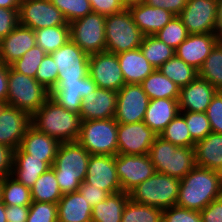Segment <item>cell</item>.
I'll list each match as a JSON object with an SVG mask.
<instances>
[{
    "label": "cell",
    "instance_id": "1",
    "mask_svg": "<svg viewBox=\"0 0 222 222\" xmlns=\"http://www.w3.org/2000/svg\"><path fill=\"white\" fill-rule=\"evenodd\" d=\"M222 195L221 172L195 166L180 180L177 204L180 207L201 211Z\"/></svg>",
    "mask_w": 222,
    "mask_h": 222
},
{
    "label": "cell",
    "instance_id": "2",
    "mask_svg": "<svg viewBox=\"0 0 222 222\" xmlns=\"http://www.w3.org/2000/svg\"><path fill=\"white\" fill-rule=\"evenodd\" d=\"M81 117L79 113L66 110L50 97L31 115V126L62 142L77 141Z\"/></svg>",
    "mask_w": 222,
    "mask_h": 222
},
{
    "label": "cell",
    "instance_id": "3",
    "mask_svg": "<svg viewBox=\"0 0 222 222\" xmlns=\"http://www.w3.org/2000/svg\"><path fill=\"white\" fill-rule=\"evenodd\" d=\"M90 156L78 141L60 143L51 168L63 195L79 190L86 177Z\"/></svg>",
    "mask_w": 222,
    "mask_h": 222
},
{
    "label": "cell",
    "instance_id": "4",
    "mask_svg": "<svg viewBox=\"0 0 222 222\" xmlns=\"http://www.w3.org/2000/svg\"><path fill=\"white\" fill-rule=\"evenodd\" d=\"M157 173L181 180L195 166L193 147H179L159 135L154 139L148 153Z\"/></svg>",
    "mask_w": 222,
    "mask_h": 222
},
{
    "label": "cell",
    "instance_id": "5",
    "mask_svg": "<svg viewBox=\"0 0 222 222\" xmlns=\"http://www.w3.org/2000/svg\"><path fill=\"white\" fill-rule=\"evenodd\" d=\"M179 186V179L155 172L131 190L129 198L133 202L164 210L177 204Z\"/></svg>",
    "mask_w": 222,
    "mask_h": 222
},
{
    "label": "cell",
    "instance_id": "6",
    "mask_svg": "<svg viewBox=\"0 0 222 222\" xmlns=\"http://www.w3.org/2000/svg\"><path fill=\"white\" fill-rule=\"evenodd\" d=\"M50 91L30 76L18 73L8 66L7 103L30 115L35 113L49 98Z\"/></svg>",
    "mask_w": 222,
    "mask_h": 222
},
{
    "label": "cell",
    "instance_id": "7",
    "mask_svg": "<svg viewBox=\"0 0 222 222\" xmlns=\"http://www.w3.org/2000/svg\"><path fill=\"white\" fill-rule=\"evenodd\" d=\"M143 38L128 9L106 16V51L119 54L134 50L140 47Z\"/></svg>",
    "mask_w": 222,
    "mask_h": 222
},
{
    "label": "cell",
    "instance_id": "8",
    "mask_svg": "<svg viewBox=\"0 0 222 222\" xmlns=\"http://www.w3.org/2000/svg\"><path fill=\"white\" fill-rule=\"evenodd\" d=\"M118 123L114 118L87 120L81 122L78 142L91 155H110L118 153Z\"/></svg>",
    "mask_w": 222,
    "mask_h": 222
},
{
    "label": "cell",
    "instance_id": "9",
    "mask_svg": "<svg viewBox=\"0 0 222 222\" xmlns=\"http://www.w3.org/2000/svg\"><path fill=\"white\" fill-rule=\"evenodd\" d=\"M106 16L92 12L70 24V39L88 55L106 51Z\"/></svg>",
    "mask_w": 222,
    "mask_h": 222
},
{
    "label": "cell",
    "instance_id": "10",
    "mask_svg": "<svg viewBox=\"0 0 222 222\" xmlns=\"http://www.w3.org/2000/svg\"><path fill=\"white\" fill-rule=\"evenodd\" d=\"M220 7L215 0H188L179 17L189 34L219 33Z\"/></svg>",
    "mask_w": 222,
    "mask_h": 222
},
{
    "label": "cell",
    "instance_id": "11",
    "mask_svg": "<svg viewBox=\"0 0 222 222\" xmlns=\"http://www.w3.org/2000/svg\"><path fill=\"white\" fill-rule=\"evenodd\" d=\"M58 68L57 81L78 82L89 71V56L71 39L50 54Z\"/></svg>",
    "mask_w": 222,
    "mask_h": 222
},
{
    "label": "cell",
    "instance_id": "12",
    "mask_svg": "<svg viewBox=\"0 0 222 222\" xmlns=\"http://www.w3.org/2000/svg\"><path fill=\"white\" fill-rule=\"evenodd\" d=\"M18 15L19 24L32 30L70 25L49 0H21Z\"/></svg>",
    "mask_w": 222,
    "mask_h": 222
},
{
    "label": "cell",
    "instance_id": "13",
    "mask_svg": "<svg viewBox=\"0 0 222 222\" xmlns=\"http://www.w3.org/2000/svg\"><path fill=\"white\" fill-rule=\"evenodd\" d=\"M149 101L141 84H124L117 92L114 119L121 124L143 121Z\"/></svg>",
    "mask_w": 222,
    "mask_h": 222
},
{
    "label": "cell",
    "instance_id": "14",
    "mask_svg": "<svg viewBox=\"0 0 222 222\" xmlns=\"http://www.w3.org/2000/svg\"><path fill=\"white\" fill-rule=\"evenodd\" d=\"M88 75L98 88L118 92L125 84L117 54L108 51L89 56Z\"/></svg>",
    "mask_w": 222,
    "mask_h": 222
},
{
    "label": "cell",
    "instance_id": "15",
    "mask_svg": "<svg viewBox=\"0 0 222 222\" xmlns=\"http://www.w3.org/2000/svg\"><path fill=\"white\" fill-rule=\"evenodd\" d=\"M117 176L123 192L129 193L156 171L149 155H115Z\"/></svg>",
    "mask_w": 222,
    "mask_h": 222
},
{
    "label": "cell",
    "instance_id": "16",
    "mask_svg": "<svg viewBox=\"0 0 222 222\" xmlns=\"http://www.w3.org/2000/svg\"><path fill=\"white\" fill-rule=\"evenodd\" d=\"M157 134L143 121L137 123H118V153L124 155H147Z\"/></svg>",
    "mask_w": 222,
    "mask_h": 222
},
{
    "label": "cell",
    "instance_id": "17",
    "mask_svg": "<svg viewBox=\"0 0 222 222\" xmlns=\"http://www.w3.org/2000/svg\"><path fill=\"white\" fill-rule=\"evenodd\" d=\"M31 126V115L9 104H0V144L16 150Z\"/></svg>",
    "mask_w": 222,
    "mask_h": 222
},
{
    "label": "cell",
    "instance_id": "18",
    "mask_svg": "<svg viewBox=\"0 0 222 222\" xmlns=\"http://www.w3.org/2000/svg\"><path fill=\"white\" fill-rule=\"evenodd\" d=\"M84 181L96 188L105 190L109 195L121 192V184L115 166V156L91 155Z\"/></svg>",
    "mask_w": 222,
    "mask_h": 222
},
{
    "label": "cell",
    "instance_id": "19",
    "mask_svg": "<svg viewBox=\"0 0 222 222\" xmlns=\"http://www.w3.org/2000/svg\"><path fill=\"white\" fill-rule=\"evenodd\" d=\"M221 40L219 33L189 34L177 47L175 55L199 70L214 46Z\"/></svg>",
    "mask_w": 222,
    "mask_h": 222
},
{
    "label": "cell",
    "instance_id": "20",
    "mask_svg": "<svg viewBox=\"0 0 222 222\" xmlns=\"http://www.w3.org/2000/svg\"><path fill=\"white\" fill-rule=\"evenodd\" d=\"M97 88L96 83L87 75L78 82L57 81L49 97L66 110L79 113L83 98Z\"/></svg>",
    "mask_w": 222,
    "mask_h": 222
},
{
    "label": "cell",
    "instance_id": "21",
    "mask_svg": "<svg viewBox=\"0 0 222 222\" xmlns=\"http://www.w3.org/2000/svg\"><path fill=\"white\" fill-rule=\"evenodd\" d=\"M117 104V92L103 88H97L86 95L79 112L81 120H99L115 117Z\"/></svg>",
    "mask_w": 222,
    "mask_h": 222
},
{
    "label": "cell",
    "instance_id": "22",
    "mask_svg": "<svg viewBox=\"0 0 222 222\" xmlns=\"http://www.w3.org/2000/svg\"><path fill=\"white\" fill-rule=\"evenodd\" d=\"M217 92L213 85L197 76L187 86L180 88L179 111L206 112Z\"/></svg>",
    "mask_w": 222,
    "mask_h": 222
},
{
    "label": "cell",
    "instance_id": "23",
    "mask_svg": "<svg viewBox=\"0 0 222 222\" xmlns=\"http://www.w3.org/2000/svg\"><path fill=\"white\" fill-rule=\"evenodd\" d=\"M35 45L34 30L18 24L0 41V61L10 66Z\"/></svg>",
    "mask_w": 222,
    "mask_h": 222
},
{
    "label": "cell",
    "instance_id": "24",
    "mask_svg": "<svg viewBox=\"0 0 222 222\" xmlns=\"http://www.w3.org/2000/svg\"><path fill=\"white\" fill-rule=\"evenodd\" d=\"M134 23L144 36L155 35L175 17L171 12L141 3L128 8Z\"/></svg>",
    "mask_w": 222,
    "mask_h": 222
},
{
    "label": "cell",
    "instance_id": "25",
    "mask_svg": "<svg viewBox=\"0 0 222 222\" xmlns=\"http://www.w3.org/2000/svg\"><path fill=\"white\" fill-rule=\"evenodd\" d=\"M50 168L51 166L43 161V158L27 154L21 147L14 150L11 176L26 187L31 188L40 175Z\"/></svg>",
    "mask_w": 222,
    "mask_h": 222
},
{
    "label": "cell",
    "instance_id": "26",
    "mask_svg": "<svg viewBox=\"0 0 222 222\" xmlns=\"http://www.w3.org/2000/svg\"><path fill=\"white\" fill-rule=\"evenodd\" d=\"M179 99H151L145 112L143 122L157 135L177 116Z\"/></svg>",
    "mask_w": 222,
    "mask_h": 222
},
{
    "label": "cell",
    "instance_id": "27",
    "mask_svg": "<svg viewBox=\"0 0 222 222\" xmlns=\"http://www.w3.org/2000/svg\"><path fill=\"white\" fill-rule=\"evenodd\" d=\"M60 142L51 136L37 131L30 126L24 137L20 147L27 153L36 158H43L50 166L53 165Z\"/></svg>",
    "mask_w": 222,
    "mask_h": 222
},
{
    "label": "cell",
    "instance_id": "28",
    "mask_svg": "<svg viewBox=\"0 0 222 222\" xmlns=\"http://www.w3.org/2000/svg\"><path fill=\"white\" fill-rule=\"evenodd\" d=\"M117 57L125 84H141L155 70L140 48L119 53Z\"/></svg>",
    "mask_w": 222,
    "mask_h": 222
},
{
    "label": "cell",
    "instance_id": "29",
    "mask_svg": "<svg viewBox=\"0 0 222 222\" xmlns=\"http://www.w3.org/2000/svg\"><path fill=\"white\" fill-rule=\"evenodd\" d=\"M196 166L222 171V134L211 132L204 139L195 142Z\"/></svg>",
    "mask_w": 222,
    "mask_h": 222
},
{
    "label": "cell",
    "instance_id": "30",
    "mask_svg": "<svg viewBox=\"0 0 222 222\" xmlns=\"http://www.w3.org/2000/svg\"><path fill=\"white\" fill-rule=\"evenodd\" d=\"M57 207L58 222H91L92 206L79 191L62 195Z\"/></svg>",
    "mask_w": 222,
    "mask_h": 222
},
{
    "label": "cell",
    "instance_id": "31",
    "mask_svg": "<svg viewBox=\"0 0 222 222\" xmlns=\"http://www.w3.org/2000/svg\"><path fill=\"white\" fill-rule=\"evenodd\" d=\"M129 193L118 192L92 207L91 222H121Z\"/></svg>",
    "mask_w": 222,
    "mask_h": 222
},
{
    "label": "cell",
    "instance_id": "32",
    "mask_svg": "<svg viewBox=\"0 0 222 222\" xmlns=\"http://www.w3.org/2000/svg\"><path fill=\"white\" fill-rule=\"evenodd\" d=\"M141 85L150 100L159 98L179 99L180 96V87L158 69L147 76Z\"/></svg>",
    "mask_w": 222,
    "mask_h": 222
},
{
    "label": "cell",
    "instance_id": "33",
    "mask_svg": "<svg viewBox=\"0 0 222 222\" xmlns=\"http://www.w3.org/2000/svg\"><path fill=\"white\" fill-rule=\"evenodd\" d=\"M30 189L32 201L37 202L57 204L63 195L52 168L42 173Z\"/></svg>",
    "mask_w": 222,
    "mask_h": 222
},
{
    "label": "cell",
    "instance_id": "34",
    "mask_svg": "<svg viewBox=\"0 0 222 222\" xmlns=\"http://www.w3.org/2000/svg\"><path fill=\"white\" fill-rule=\"evenodd\" d=\"M36 45L51 54L70 40V25L53 26L34 30Z\"/></svg>",
    "mask_w": 222,
    "mask_h": 222
},
{
    "label": "cell",
    "instance_id": "35",
    "mask_svg": "<svg viewBox=\"0 0 222 222\" xmlns=\"http://www.w3.org/2000/svg\"><path fill=\"white\" fill-rule=\"evenodd\" d=\"M139 48L155 69H159L166 61L175 56V49L166 45L155 35L144 36Z\"/></svg>",
    "mask_w": 222,
    "mask_h": 222
},
{
    "label": "cell",
    "instance_id": "36",
    "mask_svg": "<svg viewBox=\"0 0 222 222\" xmlns=\"http://www.w3.org/2000/svg\"><path fill=\"white\" fill-rule=\"evenodd\" d=\"M158 70L180 88L187 86L198 76V70L186 64L176 55L166 61Z\"/></svg>",
    "mask_w": 222,
    "mask_h": 222
},
{
    "label": "cell",
    "instance_id": "37",
    "mask_svg": "<svg viewBox=\"0 0 222 222\" xmlns=\"http://www.w3.org/2000/svg\"><path fill=\"white\" fill-rule=\"evenodd\" d=\"M198 76L208 81L218 91L222 90V39L214 46L206 57Z\"/></svg>",
    "mask_w": 222,
    "mask_h": 222
},
{
    "label": "cell",
    "instance_id": "38",
    "mask_svg": "<svg viewBox=\"0 0 222 222\" xmlns=\"http://www.w3.org/2000/svg\"><path fill=\"white\" fill-rule=\"evenodd\" d=\"M2 202L5 205L30 206L32 204L31 189L19 183L14 177L3 179Z\"/></svg>",
    "mask_w": 222,
    "mask_h": 222
},
{
    "label": "cell",
    "instance_id": "39",
    "mask_svg": "<svg viewBox=\"0 0 222 222\" xmlns=\"http://www.w3.org/2000/svg\"><path fill=\"white\" fill-rule=\"evenodd\" d=\"M166 141L179 147H193L195 141L192 139L185 121V117L179 112L177 116L167 125L159 135Z\"/></svg>",
    "mask_w": 222,
    "mask_h": 222
},
{
    "label": "cell",
    "instance_id": "40",
    "mask_svg": "<svg viewBox=\"0 0 222 222\" xmlns=\"http://www.w3.org/2000/svg\"><path fill=\"white\" fill-rule=\"evenodd\" d=\"M121 222H162V210L129 199L124 208Z\"/></svg>",
    "mask_w": 222,
    "mask_h": 222
},
{
    "label": "cell",
    "instance_id": "41",
    "mask_svg": "<svg viewBox=\"0 0 222 222\" xmlns=\"http://www.w3.org/2000/svg\"><path fill=\"white\" fill-rule=\"evenodd\" d=\"M155 36L166 45L176 50L177 47L189 36V33L180 17L175 16L158 33H156Z\"/></svg>",
    "mask_w": 222,
    "mask_h": 222
},
{
    "label": "cell",
    "instance_id": "42",
    "mask_svg": "<svg viewBox=\"0 0 222 222\" xmlns=\"http://www.w3.org/2000/svg\"><path fill=\"white\" fill-rule=\"evenodd\" d=\"M47 53L38 45L26 51L21 58L12 63L10 67L18 73L35 78L36 71Z\"/></svg>",
    "mask_w": 222,
    "mask_h": 222
},
{
    "label": "cell",
    "instance_id": "43",
    "mask_svg": "<svg viewBox=\"0 0 222 222\" xmlns=\"http://www.w3.org/2000/svg\"><path fill=\"white\" fill-rule=\"evenodd\" d=\"M63 14L67 23L85 17L92 13L91 4L88 0H49Z\"/></svg>",
    "mask_w": 222,
    "mask_h": 222
},
{
    "label": "cell",
    "instance_id": "44",
    "mask_svg": "<svg viewBox=\"0 0 222 222\" xmlns=\"http://www.w3.org/2000/svg\"><path fill=\"white\" fill-rule=\"evenodd\" d=\"M180 113L185 117L188 131L195 142L204 139L212 132L206 112L180 111Z\"/></svg>",
    "mask_w": 222,
    "mask_h": 222
},
{
    "label": "cell",
    "instance_id": "45",
    "mask_svg": "<svg viewBox=\"0 0 222 222\" xmlns=\"http://www.w3.org/2000/svg\"><path fill=\"white\" fill-rule=\"evenodd\" d=\"M26 222H58L57 204L33 201Z\"/></svg>",
    "mask_w": 222,
    "mask_h": 222
},
{
    "label": "cell",
    "instance_id": "46",
    "mask_svg": "<svg viewBox=\"0 0 222 222\" xmlns=\"http://www.w3.org/2000/svg\"><path fill=\"white\" fill-rule=\"evenodd\" d=\"M35 79L49 91L57 84L58 68L50 54H46L41 61Z\"/></svg>",
    "mask_w": 222,
    "mask_h": 222
},
{
    "label": "cell",
    "instance_id": "47",
    "mask_svg": "<svg viewBox=\"0 0 222 222\" xmlns=\"http://www.w3.org/2000/svg\"><path fill=\"white\" fill-rule=\"evenodd\" d=\"M162 222H202L200 211L174 205L162 210Z\"/></svg>",
    "mask_w": 222,
    "mask_h": 222
},
{
    "label": "cell",
    "instance_id": "48",
    "mask_svg": "<svg viewBox=\"0 0 222 222\" xmlns=\"http://www.w3.org/2000/svg\"><path fill=\"white\" fill-rule=\"evenodd\" d=\"M213 133L222 134V95L217 92L206 110Z\"/></svg>",
    "mask_w": 222,
    "mask_h": 222
},
{
    "label": "cell",
    "instance_id": "49",
    "mask_svg": "<svg viewBox=\"0 0 222 222\" xmlns=\"http://www.w3.org/2000/svg\"><path fill=\"white\" fill-rule=\"evenodd\" d=\"M18 10L0 7V41L19 24Z\"/></svg>",
    "mask_w": 222,
    "mask_h": 222
},
{
    "label": "cell",
    "instance_id": "50",
    "mask_svg": "<svg viewBox=\"0 0 222 222\" xmlns=\"http://www.w3.org/2000/svg\"><path fill=\"white\" fill-rule=\"evenodd\" d=\"M92 11L102 15H112L125 9L121 0H88Z\"/></svg>",
    "mask_w": 222,
    "mask_h": 222
},
{
    "label": "cell",
    "instance_id": "51",
    "mask_svg": "<svg viewBox=\"0 0 222 222\" xmlns=\"http://www.w3.org/2000/svg\"><path fill=\"white\" fill-rule=\"evenodd\" d=\"M83 197L87 200V202L93 207L101 201L106 200L109 194L100 188H96L93 185L86 183L83 181L78 190Z\"/></svg>",
    "mask_w": 222,
    "mask_h": 222
},
{
    "label": "cell",
    "instance_id": "52",
    "mask_svg": "<svg viewBox=\"0 0 222 222\" xmlns=\"http://www.w3.org/2000/svg\"><path fill=\"white\" fill-rule=\"evenodd\" d=\"M202 222H222V196L200 211Z\"/></svg>",
    "mask_w": 222,
    "mask_h": 222
},
{
    "label": "cell",
    "instance_id": "53",
    "mask_svg": "<svg viewBox=\"0 0 222 222\" xmlns=\"http://www.w3.org/2000/svg\"><path fill=\"white\" fill-rule=\"evenodd\" d=\"M14 161V150L3 144H0V179L10 176L12 173Z\"/></svg>",
    "mask_w": 222,
    "mask_h": 222
},
{
    "label": "cell",
    "instance_id": "54",
    "mask_svg": "<svg viewBox=\"0 0 222 222\" xmlns=\"http://www.w3.org/2000/svg\"><path fill=\"white\" fill-rule=\"evenodd\" d=\"M187 2L188 0H145L147 5L165 9L175 16H179Z\"/></svg>",
    "mask_w": 222,
    "mask_h": 222
},
{
    "label": "cell",
    "instance_id": "55",
    "mask_svg": "<svg viewBox=\"0 0 222 222\" xmlns=\"http://www.w3.org/2000/svg\"><path fill=\"white\" fill-rule=\"evenodd\" d=\"M7 222H26L29 214V206L5 205Z\"/></svg>",
    "mask_w": 222,
    "mask_h": 222
},
{
    "label": "cell",
    "instance_id": "56",
    "mask_svg": "<svg viewBox=\"0 0 222 222\" xmlns=\"http://www.w3.org/2000/svg\"><path fill=\"white\" fill-rule=\"evenodd\" d=\"M8 96V66L0 61V104L7 103Z\"/></svg>",
    "mask_w": 222,
    "mask_h": 222
},
{
    "label": "cell",
    "instance_id": "57",
    "mask_svg": "<svg viewBox=\"0 0 222 222\" xmlns=\"http://www.w3.org/2000/svg\"><path fill=\"white\" fill-rule=\"evenodd\" d=\"M21 0H0V7L7 9H19Z\"/></svg>",
    "mask_w": 222,
    "mask_h": 222
},
{
    "label": "cell",
    "instance_id": "58",
    "mask_svg": "<svg viewBox=\"0 0 222 222\" xmlns=\"http://www.w3.org/2000/svg\"><path fill=\"white\" fill-rule=\"evenodd\" d=\"M121 3L125 9H128L129 7L145 3V0H121Z\"/></svg>",
    "mask_w": 222,
    "mask_h": 222
},
{
    "label": "cell",
    "instance_id": "59",
    "mask_svg": "<svg viewBox=\"0 0 222 222\" xmlns=\"http://www.w3.org/2000/svg\"><path fill=\"white\" fill-rule=\"evenodd\" d=\"M0 222H7L5 214V204H3V202H0Z\"/></svg>",
    "mask_w": 222,
    "mask_h": 222
},
{
    "label": "cell",
    "instance_id": "60",
    "mask_svg": "<svg viewBox=\"0 0 222 222\" xmlns=\"http://www.w3.org/2000/svg\"><path fill=\"white\" fill-rule=\"evenodd\" d=\"M219 35L222 38V4H221V7H220Z\"/></svg>",
    "mask_w": 222,
    "mask_h": 222
},
{
    "label": "cell",
    "instance_id": "61",
    "mask_svg": "<svg viewBox=\"0 0 222 222\" xmlns=\"http://www.w3.org/2000/svg\"><path fill=\"white\" fill-rule=\"evenodd\" d=\"M2 186H3V180L0 179V202H2Z\"/></svg>",
    "mask_w": 222,
    "mask_h": 222
},
{
    "label": "cell",
    "instance_id": "62",
    "mask_svg": "<svg viewBox=\"0 0 222 222\" xmlns=\"http://www.w3.org/2000/svg\"><path fill=\"white\" fill-rule=\"evenodd\" d=\"M217 1L220 5L222 4V0H215Z\"/></svg>",
    "mask_w": 222,
    "mask_h": 222
}]
</instances>
